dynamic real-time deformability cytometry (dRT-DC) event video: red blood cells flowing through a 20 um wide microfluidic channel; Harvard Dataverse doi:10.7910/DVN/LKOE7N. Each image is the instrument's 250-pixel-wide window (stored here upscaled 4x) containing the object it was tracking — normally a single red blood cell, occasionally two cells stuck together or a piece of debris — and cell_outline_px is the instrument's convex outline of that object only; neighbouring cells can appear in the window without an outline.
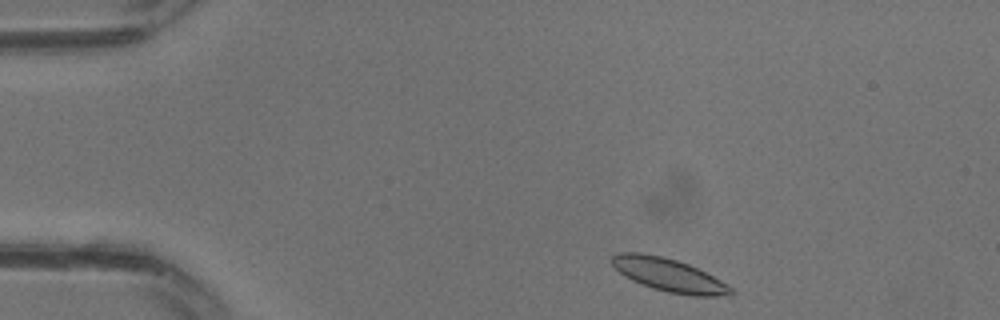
{"species": "common noctule bat (a hibernating species)", "species_latin": "Nyctalus noctula", "temperature_condition": "warm", "stored_images_in_passage": 19, "camera_frame_rate_fps": 3000, "um_per_image_px": 0.085, "animal": {"sex": "male", "body_mass_g": 13.3}, "frame": {"image": 1, "passage_image": 1, "time_ms": 0.0, "image_size_px": [1000, 320], "cell_outline_px": [[736, 292], [732, 296], [692, 296], [668, 292], [652, 288], [632, 280], [624, 276], [612, 264], [612, 256], [620, 252], [640, 252], [660, 256], [676, 260], [688, 264], [720, 280], [732, 288]], "centroid_in_image_um": [56.87, 23.39], "position_along_channel_um": 28.1, "area_um2": 22.83}}
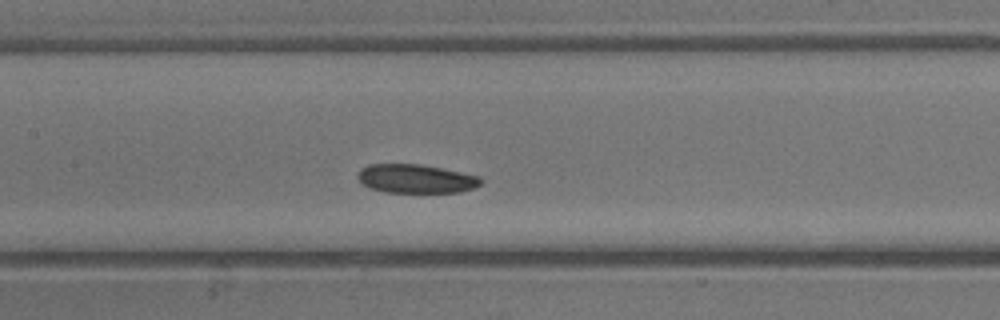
{"frame": {"image": 2, "passage_image": 11, "time_ms": 3.333, "image_size_px": [1000, 320], "cell_outline_px": [[484, 180], [480, 184], [472, 188], [460, 192], [384, 192], [360, 184], [356, 176], [360, 168], [368, 164], [420, 164], [480, 176]], "centroid_in_image_um": [35.3, 15.19], "position_along_channel_um": 172.1, "area_um2": 20.69}}
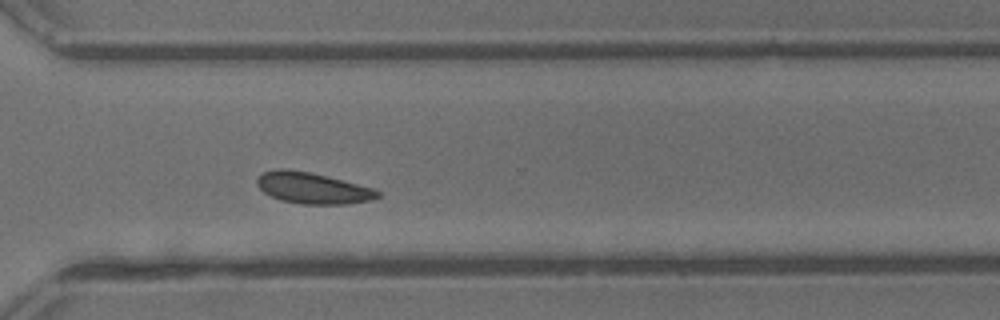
{"frame": {"image": 3, "passage_image": 19, "time_ms": 6.0, "image_size_px": [1000, 320], "cell_outline_px": [[380, 196], [372, 200], [348, 204], [300, 204], [280, 200], [264, 192], [256, 184], [256, 180], [264, 172], [280, 168], [288, 168], [312, 172], [328, 176], [372, 188], [380, 192]], "centroid_in_image_um": [26.57, 15.98], "position_along_channel_um": 344.0, "area_um2": 21.96}}